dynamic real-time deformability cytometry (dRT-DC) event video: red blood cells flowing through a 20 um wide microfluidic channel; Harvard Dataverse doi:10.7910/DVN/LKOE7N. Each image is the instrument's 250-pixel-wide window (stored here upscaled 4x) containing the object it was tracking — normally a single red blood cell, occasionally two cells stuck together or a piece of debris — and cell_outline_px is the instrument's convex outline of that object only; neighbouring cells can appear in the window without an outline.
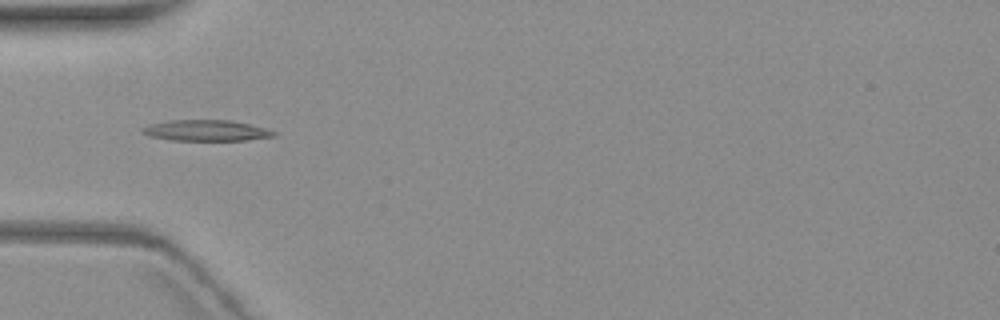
{"species": "common noctule bat (a hibernating species)", "species_latin": "Nyctalus noctula", "temperature_condition": "warm", "stored_images_in_passage": 6, "camera_frame_rate_fps": 3000, "um_per_image_px": 0.085, "animal": {"sex": "female", "body_mass_g": 19.3, "forearm_length_mm": 54.1}, "frame": {"image": 1, "passage_image": 6, "time_ms": 6.0, "image_size_px": [1000, 320], "cell_outline_px": [[276, 136], [248, 140], [168, 140], [148, 136], [140, 132], [140, 128], [148, 124], [172, 120], [232, 120], [264, 128], [276, 132]], "centroid_in_image_um": [17.46, 11.09], "position_along_channel_um": 67.5, "area_um2": 16.13}}